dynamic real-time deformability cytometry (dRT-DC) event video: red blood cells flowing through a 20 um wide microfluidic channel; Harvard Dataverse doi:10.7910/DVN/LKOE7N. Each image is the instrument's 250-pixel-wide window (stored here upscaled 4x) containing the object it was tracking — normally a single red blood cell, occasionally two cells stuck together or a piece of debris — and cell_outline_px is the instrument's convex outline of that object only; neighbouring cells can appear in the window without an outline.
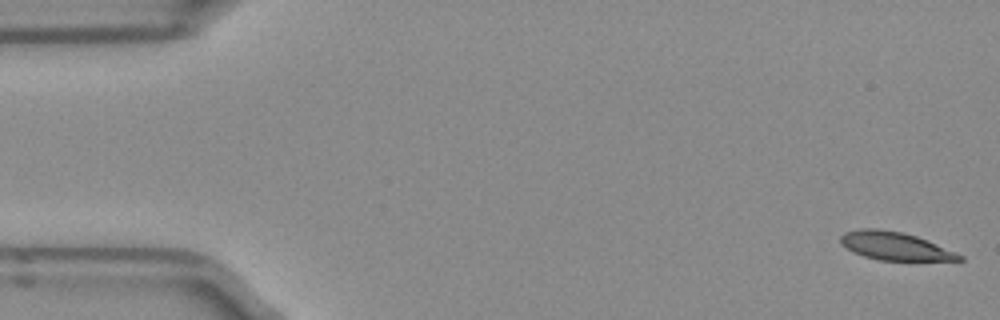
{"species": "Egyptian fruit bat (a non-hibernating species)", "species_latin": "Rousettus aegyptiacus", "temperature_condition": "room temperature", "stored_images_in_passage": 51, "camera_frame_rate_fps": 3000, "um_per_image_px": 0.085, "frame": {"image": 1, "passage_image": 1, "time_ms": 0.0, "image_size_px": [1000, 320], "cell_outline_px": [[964, 260], [880, 260], [864, 256], [840, 244], [840, 236], [844, 232], [860, 228], [876, 228], [904, 232], [916, 236], [964, 256]], "centroid_in_image_um": [76.02, 20.89], "position_along_channel_um": 9.0, "area_um2": 19.13}}
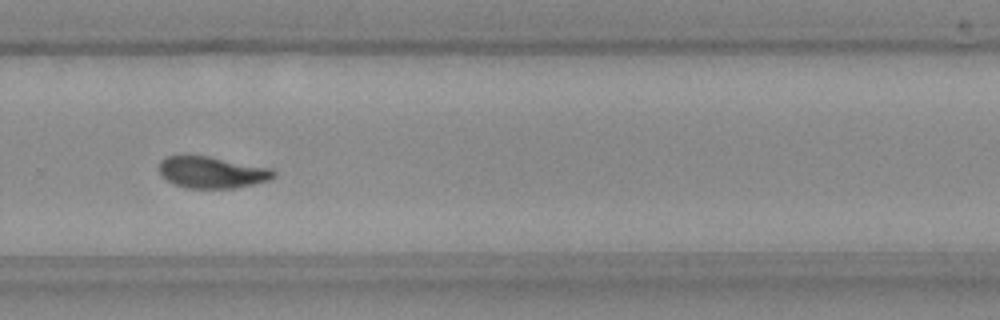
{"frame": {"image": 2, "passage_image": 34, "time_ms": 11.0, "image_size_px": [1000, 320], "cell_outline_px": [[276, 176], [268, 180], [252, 184], [232, 188], [188, 188], [176, 184], [168, 180], [160, 172], [160, 160], [164, 156], [208, 156], [272, 168], [276, 172]], "centroid_in_image_um": [18.05, 14.64], "position_along_channel_um": 311.8, "area_um2": 20.81}}
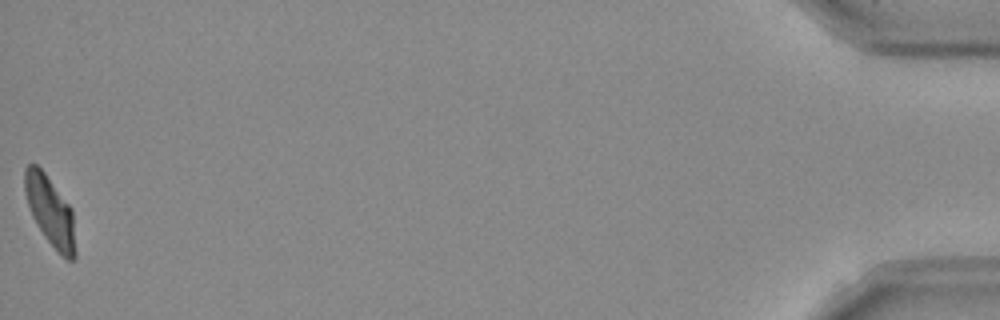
{"frame": {"image": 3, "passage_image": 51, "time_ms": 16.667, "image_size_px": [1000, 320], "cell_outline_px": [[76, 256], [72, 260], [68, 260], [44, 236], [32, 216], [24, 192], [24, 168], [28, 164], [36, 164], [44, 172], [72, 208], [76, 252]], "centroid_in_image_um": [4.26, 17.91], "position_along_channel_um": 430.9, "area_um2": 20.29}, "authors_computed_cell_mechanics": {"area_um2": 20.9236, "velocity_mm_per_s": 3.9331, "shape_relaxation_time_tau1_ms": 5.8233, "shape_relaxation_time_tau2_ms": 3.0631, "deformation_change_tau1": 0.1999, "deformation_change_tau2": 0.0977}}